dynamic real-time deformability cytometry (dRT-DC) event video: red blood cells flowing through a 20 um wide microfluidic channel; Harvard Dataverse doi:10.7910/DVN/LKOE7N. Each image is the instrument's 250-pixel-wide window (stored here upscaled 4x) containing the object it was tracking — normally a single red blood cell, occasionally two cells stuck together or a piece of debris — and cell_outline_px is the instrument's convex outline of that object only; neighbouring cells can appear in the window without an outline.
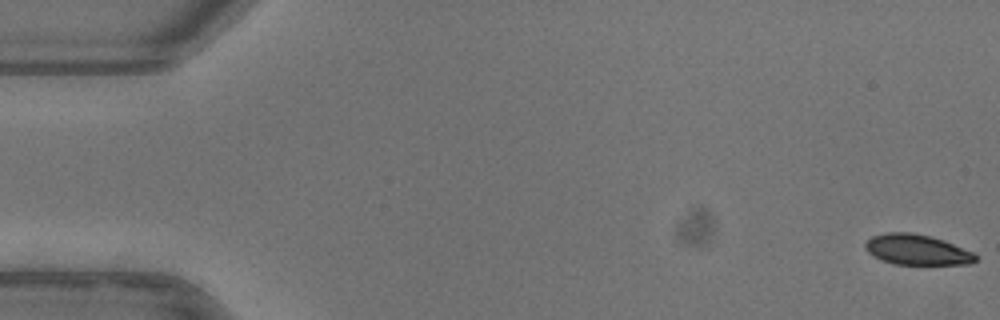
{"species": "common noctule bat (a hibernating species)", "species_latin": "Nyctalus noctula", "temperature_condition": "warm", "stored_images_in_passage": 53, "camera_frame_rate_fps": 3000, "um_per_image_px": 0.085, "animal": {"sex": "female"}, "frame": {"image": 1, "passage_image": 1, "time_ms": 0.0, "image_size_px": [1000, 320], "cell_outline_px": [[976, 260], [968, 264], [892, 264], [880, 260], [872, 256], [864, 248], [864, 244], [872, 236], [884, 232], [912, 232], [932, 236], [944, 240], [972, 252], [976, 256]], "centroid_in_image_um": [77.88, 21.21], "position_along_channel_um": 7.1, "area_um2": 19.65}}
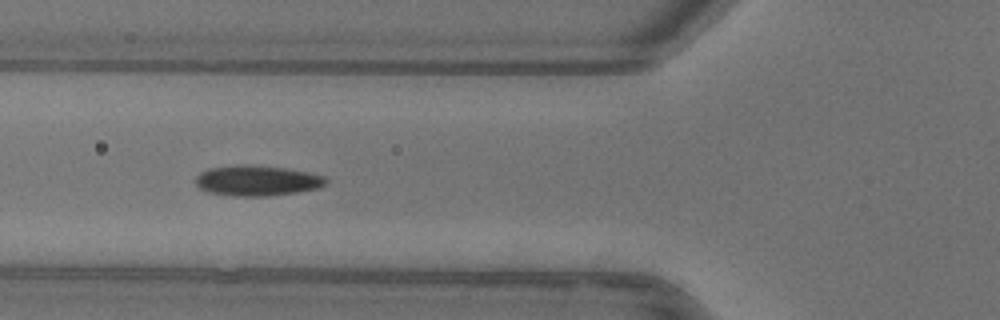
{"frame": {"image": 2, "passage_image": 20, "time_ms": 6.333, "image_size_px": [1000, 320], "cell_outline_px": [[328, 180], [320, 188], [296, 192], [268, 196], [236, 196], [208, 192], [200, 188], [196, 184], [196, 176], [200, 172], [208, 168], [236, 164], [252, 164], [284, 168], [308, 172], [324, 176]], "centroid_in_image_um": [21.83, 15.34], "position_along_channel_um": 104.0, "area_um2": 23.24}}
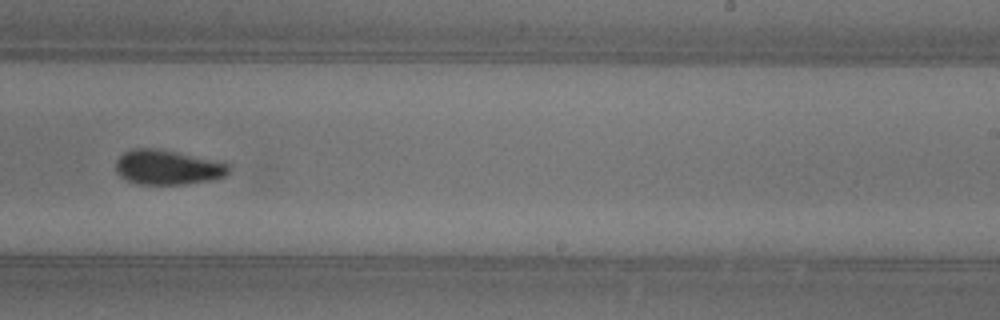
{"frame": {"image": 3, "passage_image": 33, "time_ms": 10.667, "image_size_px": [1000, 320], "cell_outline_px": [[228, 172], [224, 176], [212, 180], [184, 184], [140, 184], [128, 180], [120, 176], [116, 172], [116, 160], [124, 152], [136, 148], [152, 148], [220, 160], [228, 164]], "centroid_in_image_um": [14.25, 14.22], "position_along_channel_um": 274.7, "area_um2": 22.72}, "authors_computed_cell_mechanics": {"area_um2": 21.8484, "velocity_mm_per_s": 3.9426, "shape_relaxation_time_tau1_ms": 5.7478, "shape_relaxation_time_tau2_ms": 3.0547, "deformation_change_tau1": 0.1543, "deformation_change_tau2": 0.0558}}